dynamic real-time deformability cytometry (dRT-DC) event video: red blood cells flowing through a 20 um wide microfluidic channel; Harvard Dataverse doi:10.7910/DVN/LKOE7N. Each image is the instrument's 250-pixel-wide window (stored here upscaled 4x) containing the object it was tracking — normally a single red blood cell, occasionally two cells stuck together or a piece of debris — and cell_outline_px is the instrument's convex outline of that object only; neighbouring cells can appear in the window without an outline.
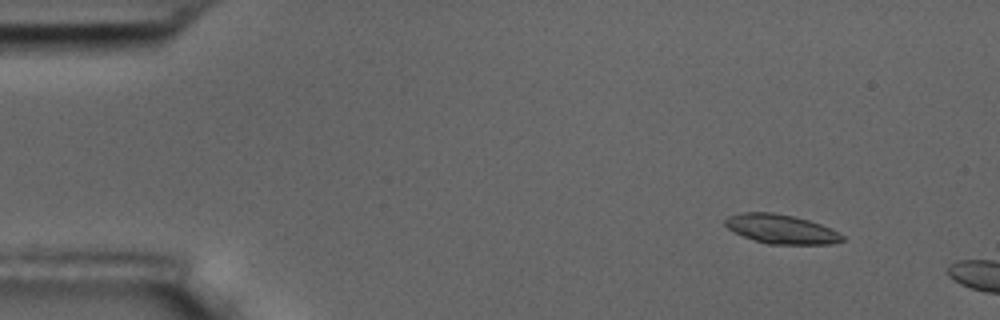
{"species": "common noctule bat (a hibernating species)", "species_latin": "Nyctalus noctula", "temperature_condition": "room temperature", "stored_images_in_passage": 7, "camera_frame_rate_fps": 3000, "um_per_image_px": 0.085, "animal": {"sex": "male", "body_mass_g": 17.5, "forearm_length_mm": 52.3}, "frame": {"image": 1, "passage_image": 3, "time_ms": 0.667, "image_size_px": [1000, 320], "cell_outline_px": [[844, 240], [832, 244], [768, 244], [744, 236], [728, 228], [724, 224], [724, 220], [728, 216], [740, 212], [772, 212], [792, 216], [808, 220], [832, 228], [844, 236]], "centroid_in_image_um": [66.41, 19.46], "position_along_channel_um": 18.6, "area_um2": 19.83}}